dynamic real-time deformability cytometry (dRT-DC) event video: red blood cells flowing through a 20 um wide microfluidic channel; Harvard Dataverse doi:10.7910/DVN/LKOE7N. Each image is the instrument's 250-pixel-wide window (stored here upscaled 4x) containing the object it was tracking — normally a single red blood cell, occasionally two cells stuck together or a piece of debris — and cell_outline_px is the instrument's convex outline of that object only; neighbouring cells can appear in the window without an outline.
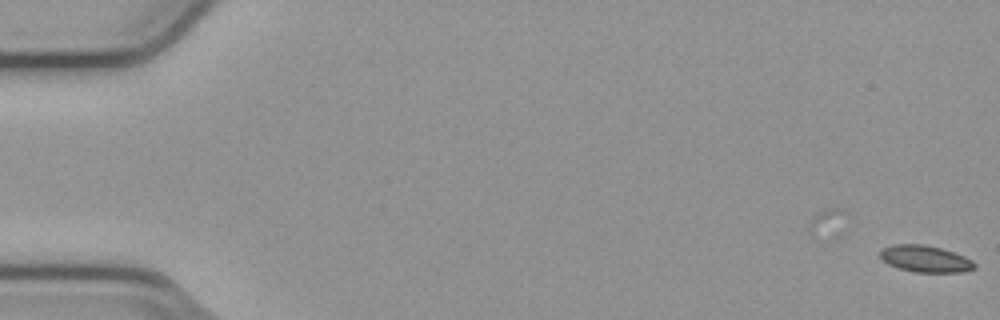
{"species": "common noctule bat (a hibernating species)", "species_latin": "Nyctalus noctula", "temperature_condition": "cold", "stored_images_in_passage": 8, "camera_frame_rate_fps": 3000, "um_per_image_px": 0.085, "animal": {"sex": "male", "body_mass_g": 23.1, "forearm_length_mm": 52.7}, "frame": {"image": 1, "passage_image": 8, "time_ms": 2.333, "image_size_px": [1000, 320], "cell_outline_px": [[976, 268], [960, 272], [916, 272], [900, 268], [888, 264], [880, 256], [880, 252], [884, 248], [892, 244], [924, 244], [940, 248], [964, 256], [972, 260], [976, 264]], "centroid_in_image_um": [78.66, 21.99], "position_along_channel_um": 6.3, "area_um2": 14.51}}